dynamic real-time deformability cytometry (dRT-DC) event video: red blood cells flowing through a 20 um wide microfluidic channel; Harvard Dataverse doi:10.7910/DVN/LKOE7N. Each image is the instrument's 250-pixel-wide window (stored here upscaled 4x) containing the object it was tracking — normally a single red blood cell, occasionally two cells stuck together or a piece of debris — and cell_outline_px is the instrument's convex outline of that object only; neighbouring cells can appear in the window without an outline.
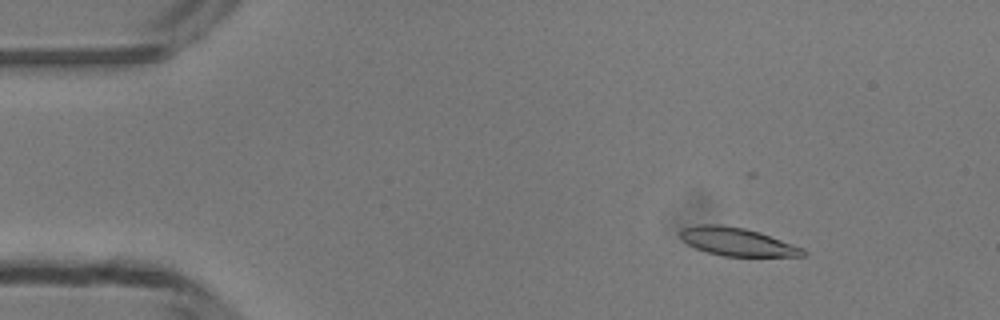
{"species": "common noctule bat (a hibernating species)", "species_latin": "Nyctalus noctula", "temperature_condition": "room temperature", "stored_images_in_passage": 50, "camera_frame_rate_fps": 3000, "um_per_image_px": 0.085, "animal": {"sex": "male", "body_mass_g": 13.3}, "frame": {"image": 1, "passage_image": 7, "time_ms": 2.0, "image_size_px": [1000, 320], "cell_outline_px": [[808, 252], [804, 256], [724, 256], [708, 252], [696, 248], [680, 240], [680, 232], [684, 228], [700, 224], [720, 224], [744, 228], [760, 232], [804, 248]], "centroid_in_image_um": [62.67, 20.55], "position_along_channel_um": 22.3, "area_um2": 20.11}}
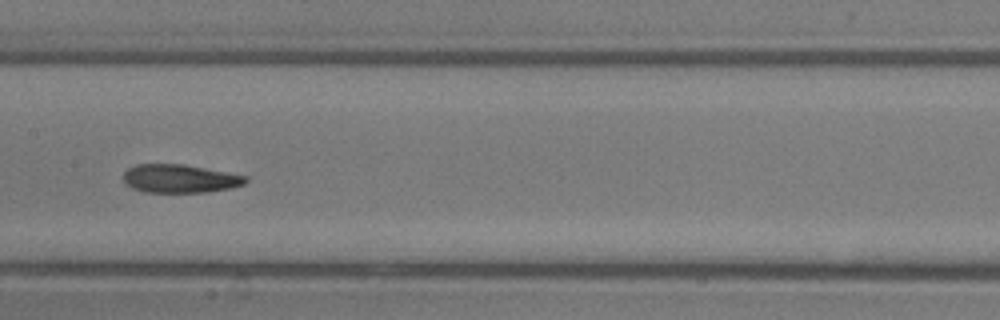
{"frame": {"image": 2, "passage_image": 25, "time_ms": 8.0, "image_size_px": [1000, 320], "cell_outline_px": [[248, 180], [244, 184], [232, 188], [208, 192], [144, 192], [132, 188], [124, 180], [124, 172], [128, 168], [136, 164], [184, 164], [248, 176]], "centroid_in_image_um": [15.31, 15.18], "position_along_channel_um": 192.1, "area_um2": 20.23}}
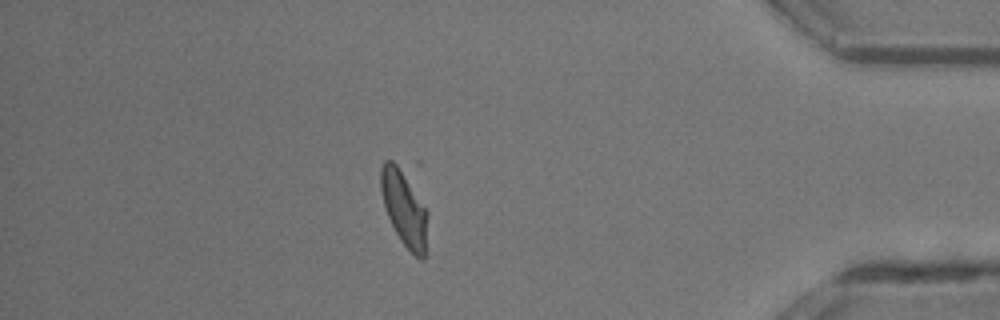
{"frame": {"image": 3, "passage_image": 43, "time_ms": 14.0, "image_size_px": [1000, 320], "cell_outline_px": [[428, 216], [424, 260], [420, 260], [400, 240], [388, 216], [380, 192], [380, 168], [384, 160], [392, 160], [400, 164], [428, 212]], "centroid_in_image_um": [34.35, 17.64], "position_along_channel_um": 400.9, "area_um2": 20.69}, "authors_computed_cell_mechanics": {"area_um2": 20.4612, "velocity_mm_per_s": 4.1922, "shape_relaxation_time_tau1_ms": 6.9787, "shape_relaxation_time_tau2_ms": 2.2352, "deformation_change_tau1": 0.2264, "deformation_change_tau2": 0.1043}}